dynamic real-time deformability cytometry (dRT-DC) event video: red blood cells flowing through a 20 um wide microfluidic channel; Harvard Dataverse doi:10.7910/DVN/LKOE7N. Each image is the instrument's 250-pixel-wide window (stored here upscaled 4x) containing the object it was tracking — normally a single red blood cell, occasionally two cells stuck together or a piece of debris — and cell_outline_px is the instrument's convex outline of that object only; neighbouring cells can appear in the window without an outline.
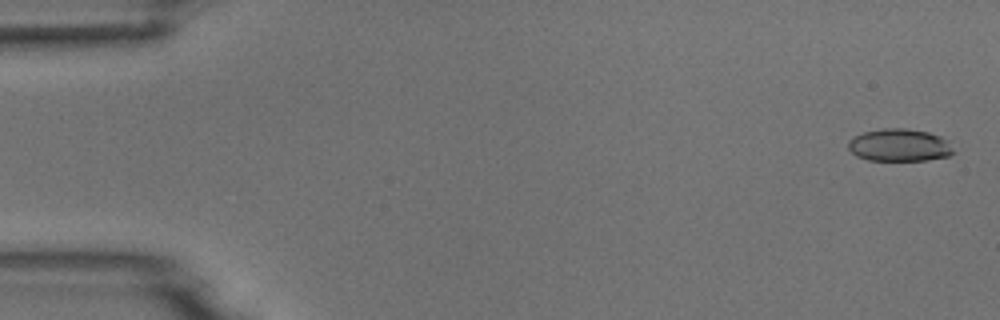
{"species": "common noctule bat (a hibernating species)", "species_latin": "Nyctalus noctula", "temperature_condition": "room temperature", "stored_images_in_passage": 4, "camera_frame_rate_fps": 3000, "um_per_image_px": 0.085, "animal": {"sex": "male", "body_mass_g": 18.8}, "frame": {"image": 1, "passage_image": 1, "time_ms": 0.0, "image_size_px": [1000, 320], "cell_outline_px": [[956, 152], [948, 156], [928, 160], [868, 160], [856, 156], [848, 148], [848, 140], [864, 132], [884, 128], [904, 128], [928, 132], [940, 136], [948, 140]], "centroid_in_image_um": [76.48, 12.34], "position_along_channel_um": 8.5, "area_um2": 20.0}}